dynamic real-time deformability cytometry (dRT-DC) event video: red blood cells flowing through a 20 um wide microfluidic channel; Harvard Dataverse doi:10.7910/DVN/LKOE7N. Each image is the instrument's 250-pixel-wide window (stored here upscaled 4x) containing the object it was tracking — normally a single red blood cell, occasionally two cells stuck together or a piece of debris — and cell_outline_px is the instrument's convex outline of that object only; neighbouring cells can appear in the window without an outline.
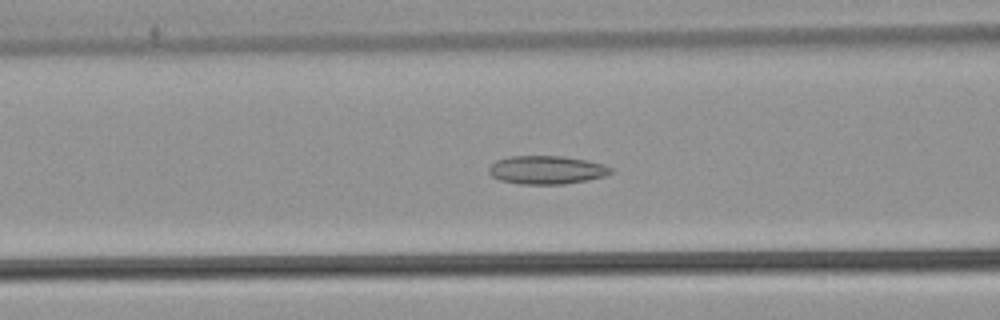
{"species": "common noctule bat (a hibernating species)", "species_latin": "Nyctalus noctula", "temperature_condition": "warm", "stored_images_in_passage": 52, "camera_frame_rate_fps": 3000, "um_per_image_px": 0.085, "animal": {"sex": "male", "body_mass_g": 21.5, "forearm_length_mm": 52.0}, "frame": {"image": 1, "passage_image": 21, "time_ms": 6.667, "image_size_px": [1000, 320], "cell_outline_px": [[612, 172], [604, 176], [588, 180], [564, 184], [520, 184], [500, 180], [492, 176], [488, 172], [488, 168], [496, 160], [508, 156], [564, 156], [588, 160], [604, 164], [612, 168]], "centroid_in_image_um": [46.46, 14.44], "position_along_channel_um": 120.1, "area_um2": 20.29}}
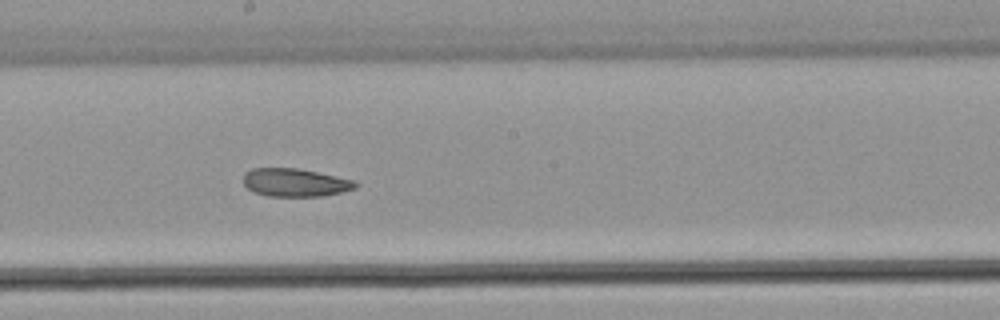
{"frame": {"image": 2, "passage_image": 29, "time_ms": 9.333, "image_size_px": [1000, 320], "cell_outline_px": [[360, 184], [356, 188], [324, 196], [268, 196], [256, 192], [248, 188], [244, 184], [244, 172], [252, 168], [296, 168], [356, 180]], "centroid_in_image_um": [25.11, 15.51], "position_along_channel_um": 223.1, "area_um2": 18.32}}
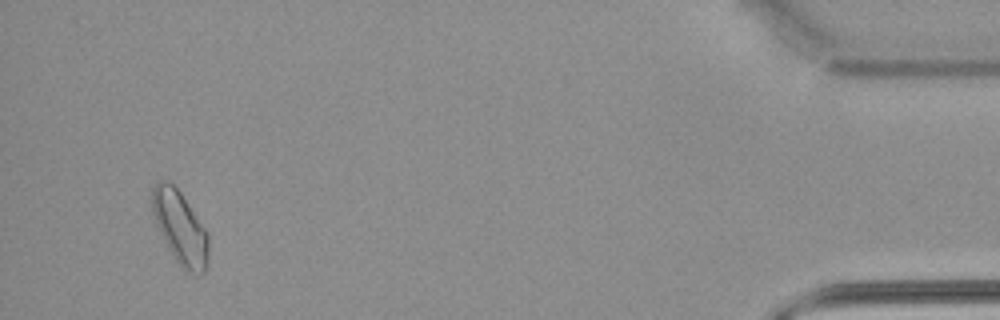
{"frame": {"image": 3, "passage_image": 50, "time_ms": 16.333, "image_size_px": [1000, 320], "cell_outline_px": [[208, 264], [204, 272], [200, 276], [188, 272], [176, 260], [168, 248], [156, 224], [152, 212], [152, 188], [160, 180], [168, 180], [180, 192], [204, 228], [208, 236]], "centroid_in_image_um": [15.31, 19.37], "position_along_channel_um": 419.9, "area_um2": 23.64}, "authors_computed_cell_mechanics": {"area_um2": 20.4901, "velocity_mm_per_s": 3.8728, "shape_relaxation_time_tau1_ms": null, "shape_relaxation_time_tau2_ms": 4.7544, "deformation_change_tau1": null, "deformation_change_tau2": 0.1011}}